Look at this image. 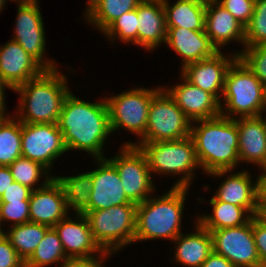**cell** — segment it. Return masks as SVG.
<instances>
[{
  "instance_id": "obj_24",
  "label": "cell",
  "mask_w": 266,
  "mask_h": 267,
  "mask_svg": "<svg viewBox=\"0 0 266 267\" xmlns=\"http://www.w3.org/2000/svg\"><path fill=\"white\" fill-rule=\"evenodd\" d=\"M138 45L155 50L166 43L167 28L162 0H143L137 6Z\"/></svg>"
},
{
  "instance_id": "obj_40",
  "label": "cell",
  "mask_w": 266,
  "mask_h": 267,
  "mask_svg": "<svg viewBox=\"0 0 266 267\" xmlns=\"http://www.w3.org/2000/svg\"><path fill=\"white\" fill-rule=\"evenodd\" d=\"M252 232L261 267H266V223L258 216L252 217Z\"/></svg>"
},
{
  "instance_id": "obj_25",
  "label": "cell",
  "mask_w": 266,
  "mask_h": 267,
  "mask_svg": "<svg viewBox=\"0 0 266 267\" xmlns=\"http://www.w3.org/2000/svg\"><path fill=\"white\" fill-rule=\"evenodd\" d=\"M195 232L184 235L183 232L172 242L175 244V261L182 266L200 267L213 252V240L209 230L198 221Z\"/></svg>"
},
{
  "instance_id": "obj_20",
  "label": "cell",
  "mask_w": 266,
  "mask_h": 267,
  "mask_svg": "<svg viewBox=\"0 0 266 267\" xmlns=\"http://www.w3.org/2000/svg\"><path fill=\"white\" fill-rule=\"evenodd\" d=\"M180 79H183L181 84L164 89L192 122L220 115V102L212 94L191 84L182 75Z\"/></svg>"
},
{
  "instance_id": "obj_17",
  "label": "cell",
  "mask_w": 266,
  "mask_h": 267,
  "mask_svg": "<svg viewBox=\"0 0 266 267\" xmlns=\"http://www.w3.org/2000/svg\"><path fill=\"white\" fill-rule=\"evenodd\" d=\"M44 70L16 41L11 39L0 45V79L11 90L36 78Z\"/></svg>"
},
{
  "instance_id": "obj_51",
  "label": "cell",
  "mask_w": 266,
  "mask_h": 267,
  "mask_svg": "<svg viewBox=\"0 0 266 267\" xmlns=\"http://www.w3.org/2000/svg\"><path fill=\"white\" fill-rule=\"evenodd\" d=\"M22 1H38V0H17V2H22Z\"/></svg>"
},
{
  "instance_id": "obj_15",
  "label": "cell",
  "mask_w": 266,
  "mask_h": 267,
  "mask_svg": "<svg viewBox=\"0 0 266 267\" xmlns=\"http://www.w3.org/2000/svg\"><path fill=\"white\" fill-rule=\"evenodd\" d=\"M237 58L236 53L226 56L219 51L212 57L187 64L181 68V75L191 84L212 94L221 103L227 71Z\"/></svg>"
},
{
  "instance_id": "obj_29",
  "label": "cell",
  "mask_w": 266,
  "mask_h": 267,
  "mask_svg": "<svg viewBox=\"0 0 266 267\" xmlns=\"http://www.w3.org/2000/svg\"><path fill=\"white\" fill-rule=\"evenodd\" d=\"M10 227L7 232L4 231V235L24 262L31 257L46 231L50 228L47 225L31 221L20 225H10Z\"/></svg>"
},
{
  "instance_id": "obj_5",
  "label": "cell",
  "mask_w": 266,
  "mask_h": 267,
  "mask_svg": "<svg viewBox=\"0 0 266 267\" xmlns=\"http://www.w3.org/2000/svg\"><path fill=\"white\" fill-rule=\"evenodd\" d=\"M123 145H135L145 154L150 172L160 175H181L173 187L189 188L197 168H201L197 159L194 141L191 136L170 141L125 142Z\"/></svg>"
},
{
  "instance_id": "obj_22",
  "label": "cell",
  "mask_w": 266,
  "mask_h": 267,
  "mask_svg": "<svg viewBox=\"0 0 266 267\" xmlns=\"http://www.w3.org/2000/svg\"><path fill=\"white\" fill-rule=\"evenodd\" d=\"M182 58V67L214 56L219 50L211 42L205 31L184 28H167L166 43Z\"/></svg>"
},
{
  "instance_id": "obj_39",
  "label": "cell",
  "mask_w": 266,
  "mask_h": 267,
  "mask_svg": "<svg viewBox=\"0 0 266 267\" xmlns=\"http://www.w3.org/2000/svg\"><path fill=\"white\" fill-rule=\"evenodd\" d=\"M0 267H25V262L4 234L0 236Z\"/></svg>"
},
{
  "instance_id": "obj_27",
  "label": "cell",
  "mask_w": 266,
  "mask_h": 267,
  "mask_svg": "<svg viewBox=\"0 0 266 267\" xmlns=\"http://www.w3.org/2000/svg\"><path fill=\"white\" fill-rule=\"evenodd\" d=\"M143 0H88L85 17L101 33L124 13L136 9Z\"/></svg>"
},
{
  "instance_id": "obj_33",
  "label": "cell",
  "mask_w": 266,
  "mask_h": 267,
  "mask_svg": "<svg viewBox=\"0 0 266 267\" xmlns=\"http://www.w3.org/2000/svg\"><path fill=\"white\" fill-rule=\"evenodd\" d=\"M8 167L14 181L30 188L32 191L45 186L54 177L41 163L24 157L17 158ZM42 174L46 175V179L43 180L44 182L39 187H35L36 183H39L41 176L43 177Z\"/></svg>"
},
{
  "instance_id": "obj_42",
  "label": "cell",
  "mask_w": 266,
  "mask_h": 267,
  "mask_svg": "<svg viewBox=\"0 0 266 267\" xmlns=\"http://www.w3.org/2000/svg\"><path fill=\"white\" fill-rule=\"evenodd\" d=\"M32 190L23 186L19 182H13L9 188L4 191L0 198V202H15L29 200Z\"/></svg>"
},
{
  "instance_id": "obj_46",
  "label": "cell",
  "mask_w": 266,
  "mask_h": 267,
  "mask_svg": "<svg viewBox=\"0 0 266 267\" xmlns=\"http://www.w3.org/2000/svg\"><path fill=\"white\" fill-rule=\"evenodd\" d=\"M11 89L6 83H4L1 79H0V116L3 117H7V115L5 113H8V111L6 110V103H5V89ZM6 115V116H5Z\"/></svg>"
},
{
  "instance_id": "obj_18",
  "label": "cell",
  "mask_w": 266,
  "mask_h": 267,
  "mask_svg": "<svg viewBox=\"0 0 266 267\" xmlns=\"http://www.w3.org/2000/svg\"><path fill=\"white\" fill-rule=\"evenodd\" d=\"M61 185L53 177L45 186L31 192L29 198L30 221L54 227L69 216Z\"/></svg>"
},
{
  "instance_id": "obj_31",
  "label": "cell",
  "mask_w": 266,
  "mask_h": 267,
  "mask_svg": "<svg viewBox=\"0 0 266 267\" xmlns=\"http://www.w3.org/2000/svg\"><path fill=\"white\" fill-rule=\"evenodd\" d=\"M67 258L57 231L54 227H50L31 257L25 262V267H46L50 264H59L60 261L62 263Z\"/></svg>"
},
{
  "instance_id": "obj_36",
  "label": "cell",
  "mask_w": 266,
  "mask_h": 267,
  "mask_svg": "<svg viewBox=\"0 0 266 267\" xmlns=\"http://www.w3.org/2000/svg\"><path fill=\"white\" fill-rule=\"evenodd\" d=\"M235 53L266 87V43L244 47Z\"/></svg>"
},
{
  "instance_id": "obj_4",
  "label": "cell",
  "mask_w": 266,
  "mask_h": 267,
  "mask_svg": "<svg viewBox=\"0 0 266 267\" xmlns=\"http://www.w3.org/2000/svg\"><path fill=\"white\" fill-rule=\"evenodd\" d=\"M189 188L171 187L161 197L150 196L137 205L134 242L168 239L172 242L182 233L181 222Z\"/></svg>"
},
{
  "instance_id": "obj_23",
  "label": "cell",
  "mask_w": 266,
  "mask_h": 267,
  "mask_svg": "<svg viewBox=\"0 0 266 267\" xmlns=\"http://www.w3.org/2000/svg\"><path fill=\"white\" fill-rule=\"evenodd\" d=\"M239 133L238 155L240 162L266 168V134L260 116L235 119Z\"/></svg>"
},
{
  "instance_id": "obj_7",
  "label": "cell",
  "mask_w": 266,
  "mask_h": 267,
  "mask_svg": "<svg viewBox=\"0 0 266 267\" xmlns=\"http://www.w3.org/2000/svg\"><path fill=\"white\" fill-rule=\"evenodd\" d=\"M137 204H123L108 209L83 212L95 242L103 251L117 253L134 244Z\"/></svg>"
},
{
  "instance_id": "obj_16",
  "label": "cell",
  "mask_w": 266,
  "mask_h": 267,
  "mask_svg": "<svg viewBox=\"0 0 266 267\" xmlns=\"http://www.w3.org/2000/svg\"><path fill=\"white\" fill-rule=\"evenodd\" d=\"M230 175L217 188L214 197L218 201L231 203L243 207L252 217L259 211V178L253 182L252 176L247 171L233 173L232 170H220L208 175L215 177ZM232 172V174H231ZM253 183V184H252Z\"/></svg>"
},
{
  "instance_id": "obj_41",
  "label": "cell",
  "mask_w": 266,
  "mask_h": 267,
  "mask_svg": "<svg viewBox=\"0 0 266 267\" xmlns=\"http://www.w3.org/2000/svg\"><path fill=\"white\" fill-rule=\"evenodd\" d=\"M111 253L112 252L103 251L101 254L96 255V257L67 258L64 262L61 263V267H103L106 259L109 258L110 255L112 256Z\"/></svg>"
},
{
  "instance_id": "obj_48",
  "label": "cell",
  "mask_w": 266,
  "mask_h": 267,
  "mask_svg": "<svg viewBox=\"0 0 266 267\" xmlns=\"http://www.w3.org/2000/svg\"><path fill=\"white\" fill-rule=\"evenodd\" d=\"M264 112H266V110ZM263 116H264V114L262 113L260 115V117L262 118V122H263L264 129H265V134H266V116H264V118H263Z\"/></svg>"
},
{
  "instance_id": "obj_3",
  "label": "cell",
  "mask_w": 266,
  "mask_h": 267,
  "mask_svg": "<svg viewBox=\"0 0 266 267\" xmlns=\"http://www.w3.org/2000/svg\"><path fill=\"white\" fill-rule=\"evenodd\" d=\"M13 91L20 95L17 114H14L20 122L57 124L70 89L66 76L54 69L44 70Z\"/></svg>"
},
{
  "instance_id": "obj_6",
  "label": "cell",
  "mask_w": 266,
  "mask_h": 267,
  "mask_svg": "<svg viewBox=\"0 0 266 267\" xmlns=\"http://www.w3.org/2000/svg\"><path fill=\"white\" fill-rule=\"evenodd\" d=\"M265 95V86L238 57L225 77L222 96L226 108L220 103V115L234 120L260 116L265 111Z\"/></svg>"
},
{
  "instance_id": "obj_35",
  "label": "cell",
  "mask_w": 266,
  "mask_h": 267,
  "mask_svg": "<svg viewBox=\"0 0 266 267\" xmlns=\"http://www.w3.org/2000/svg\"><path fill=\"white\" fill-rule=\"evenodd\" d=\"M266 43V0H255L253 15L245 26V47Z\"/></svg>"
},
{
  "instance_id": "obj_28",
  "label": "cell",
  "mask_w": 266,
  "mask_h": 267,
  "mask_svg": "<svg viewBox=\"0 0 266 267\" xmlns=\"http://www.w3.org/2000/svg\"><path fill=\"white\" fill-rule=\"evenodd\" d=\"M209 203L212 206V215L203 214L197 218V221L210 232L217 229L238 227L246 224L252 218L243 207L218 201L214 196Z\"/></svg>"
},
{
  "instance_id": "obj_45",
  "label": "cell",
  "mask_w": 266,
  "mask_h": 267,
  "mask_svg": "<svg viewBox=\"0 0 266 267\" xmlns=\"http://www.w3.org/2000/svg\"><path fill=\"white\" fill-rule=\"evenodd\" d=\"M259 176V205H266V168Z\"/></svg>"
},
{
  "instance_id": "obj_19",
  "label": "cell",
  "mask_w": 266,
  "mask_h": 267,
  "mask_svg": "<svg viewBox=\"0 0 266 267\" xmlns=\"http://www.w3.org/2000/svg\"><path fill=\"white\" fill-rule=\"evenodd\" d=\"M75 218L67 216L54 226L66 256L90 258L101 254L103 250L95 242L86 216L76 213Z\"/></svg>"
},
{
  "instance_id": "obj_1",
  "label": "cell",
  "mask_w": 266,
  "mask_h": 267,
  "mask_svg": "<svg viewBox=\"0 0 266 267\" xmlns=\"http://www.w3.org/2000/svg\"><path fill=\"white\" fill-rule=\"evenodd\" d=\"M57 125L67 152L75 149L93 155L94 159L105 158L103 146L112 133L105 97L100 102H86L70 91L63 101Z\"/></svg>"
},
{
  "instance_id": "obj_43",
  "label": "cell",
  "mask_w": 266,
  "mask_h": 267,
  "mask_svg": "<svg viewBox=\"0 0 266 267\" xmlns=\"http://www.w3.org/2000/svg\"><path fill=\"white\" fill-rule=\"evenodd\" d=\"M200 267H235V266L225 257L213 251Z\"/></svg>"
},
{
  "instance_id": "obj_12",
  "label": "cell",
  "mask_w": 266,
  "mask_h": 267,
  "mask_svg": "<svg viewBox=\"0 0 266 267\" xmlns=\"http://www.w3.org/2000/svg\"><path fill=\"white\" fill-rule=\"evenodd\" d=\"M22 157L41 163L48 170L53 161L67 152L57 124L21 122Z\"/></svg>"
},
{
  "instance_id": "obj_10",
  "label": "cell",
  "mask_w": 266,
  "mask_h": 267,
  "mask_svg": "<svg viewBox=\"0 0 266 267\" xmlns=\"http://www.w3.org/2000/svg\"><path fill=\"white\" fill-rule=\"evenodd\" d=\"M123 146V147H122ZM119 154L109 160L115 165L127 198L135 204L144 202L155 192L145 154L135 145H122Z\"/></svg>"
},
{
  "instance_id": "obj_47",
  "label": "cell",
  "mask_w": 266,
  "mask_h": 267,
  "mask_svg": "<svg viewBox=\"0 0 266 267\" xmlns=\"http://www.w3.org/2000/svg\"><path fill=\"white\" fill-rule=\"evenodd\" d=\"M257 216L266 223V205H259Z\"/></svg>"
},
{
  "instance_id": "obj_8",
  "label": "cell",
  "mask_w": 266,
  "mask_h": 267,
  "mask_svg": "<svg viewBox=\"0 0 266 267\" xmlns=\"http://www.w3.org/2000/svg\"><path fill=\"white\" fill-rule=\"evenodd\" d=\"M192 121L162 87L149 106L145 136L138 142L179 140L190 136Z\"/></svg>"
},
{
  "instance_id": "obj_32",
  "label": "cell",
  "mask_w": 266,
  "mask_h": 267,
  "mask_svg": "<svg viewBox=\"0 0 266 267\" xmlns=\"http://www.w3.org/2000/svg\"><path fill=\"white\" fill-rule=\"evenodd\" d=\"M0 122V166H9L22 157L21 122L13 115Z\"/></svg>"
},
{
  "instance_id": "obj_52",
  "label": "cell",
  "mask_w": 266,
  "mask_h": 267,
  "mask_svg": "<svg viewBox=\"0 0 266 267\" xmlns=\"http://www.w3.org/2000/svg\"><path fill=\"white\" fill-rule=\"evenodd\" d=\"M265 92H266V87H265ZM265 110H266V95H265Z\"/></svg>"
},
{
  "instance_id": "obj_21",
  "label": "cell",
  "mask_w": 266,
  "mask_h": 267,
  "mask_svg": "<svg viewBox=\"0 0 266 267\" xmlns=\"http://www.w3.org/2000/svg\"><path fill=\"white\" fill-rule=\"evenodd\" d=\"M205 33L219 51L231 41L245 47V27L216 0L206 1Z\"/></svg>"
},
{
  "instance_id": "obj_44",
  "label": "cell",
  "mask_w": 266,
  "mask_h": 267,
  "mask_svg": "<svg viewBox=\"0 0 266 267\" xmlns=\"http://www.w3.org/2000/svg\"><path fill=\"white\" fill-rule=\"evenodd\" d=\"M14 182V178L8 166H0V198L9 185Z\"/></svg>"
},
{
  "instance_id": "obj_11",
  "label": "cell",
  "mask_w": 266,
  "mask_h": 267,
  "mask_svg": "<svg viewBox=\"0 0 266 267\" xmlns=\"http://www.w3.org/2000/svg\"><path fill=\"white\" fill-rule=\"evenodd\" d=\"M15 35L16 41L45 70L57 69L55 61L45 59V27L39 10V1L18 2Z\"/></svg>"
},
{
  "instance_id": "obj_34",
  "label": "cell",
  "mask_w": 266,
  "mask_h": 267,
  "mask_svg": "<svg viewBox=\"0 0 266 267\" xmlns=\"http://www.w3.org/2000/svg\"><path fill=\"white\" fill-rule=\"evenodd\" d=\"M138 16L137 8L124 13L121 17L113 21L104 31V36L113 42L115 39L124 43L138 45Z\"/></svg>"
},
{
  "instance_id": "obj_13",
  "label": "cell",
  "mask_w": 266,
  "mask_h": 267,
  "mask_svg": "<svg viewBox=\"0 0 266 267\" xmlns=\"http://www.w3.org/2000/svg\"><path fill=\"white\" fill-rule=\"evenodd\" d=\"M213 251L229 260L235 267H261L252 218L244 225L211 231Z\"/></svg>"
},
{
  "instance_id": "obj_30",
  "label": "cell",
  "mask_w": 266,
  "mask_h": 267,
  "mask_svg": "<svg viewBox=\"0 0 266 267\" xmlns=\"http://www.w3.org/2000/svg\"><path fill=\"white\" fill-rule=\"evenodd\" d=\"M61 185L68 209L82 214L89 205V197L93 186L91 174L88 172L76 176H54Z\"/></svg>"
},
{
  "instance_id": "obj_26",
  "label": "cell",
  "mask_w": 266,
  "mask_h": 267,
  "mask_svg": "<svg viewBox=\"0 0 266 267\" xmlns=\"http://www.w3.org/2000/svg\"><path fill=\"white\" fill-rule=\"evenodd\" d=\"M166 28H184L205 31L206 1L177 0L171 6L169 0H162Z\"/></svg>"
},
{
  "instance_id": "obj_38",
  "label": "cell",
  "mask_w": 266,
  "mask_h": 267,
  "mask_svg": "<svg viewBox=\"0 0 266 267\" xmlns=\"http://www.w3.org/2000/svg\"><path fill=\"white\" fill-rule=\"evenodd\" d=\"M220 5L227 9L244 27L250 21L255 0H216Z\"/></svg>"
},
{
  "instance_id": "obj_49",
  "label": "cell",
  "mask_w": 266,
  "mask_h": 267,
  "mask_svg": "<svg viewBox=\"0 0 266 267\" xmlns=\"http://www.w3.org/2000/svg\"><path fill=\"white\" fill-rule=\"evenodd\" d=\"M5 2L7 3V0H0V12L3 11L2 9H4Z\"/></svg>"
},
{
  "instance_id": "obj_9",
  "label": "cell",
  "mask_w": 266,
  "mask_h": 267,
  "mask_svg": "<svg viewBox=\"0 0 266 267\" xmlns=\"http://www.w3.org/2000/svg\"><path fill=\"white\" fill-rule=\"evenodd\" d=\"M161 88L132 87L122 94L105 97L112 133L123 128L135 133L140 141L145 136L151 100Z\"/></svg>"
},
{
  "instance_id": "obj_37",
  "label": "cell",
  "mask_w": 266,
  "mask_h": 267,
  "mask_svg": "<svg viewBox=\"0 0 266 267\" xmlns=\"http://www.w3.org/2000/svg\"><path fill=\"white\" fill-rule=\"evenodd\" d=\"M6 221L13 226L29 222V200L0 202V225Z\"/></svg>"
},
{
  "instance_id": "obj_53",
  "label": "cell",
  "mask_w": 266,
  "mask_h": 267,
  "mask_svg": "<svg viewBox=\"0 0 266 267\" xmlns=\"http://www.w3.org/2000/svg\"><path fill=\"white\" fill-rule=\"evenodd\" d=\"M5 117H3V116H0V122L4 119Z\"/></svg>"
},
{
  "instance_id": "obj_2",
  "label": "cell",
  "mask_w": 266,
  "mask_h": 267,
  "mask_svg": "<svg viewBox=\"0 0 266 267\" xmlns=\"http://www.w3.org/2000/svg\"><path fill=\"white\" fill-rule=\"evenodd\" d=\"M196 123L195 125H193ZM198 125V126H197ZM197 159L206 174L233 170L239 164V133L234 119L217 116L191 125Z\"/></svg>"
},
{
  "instance_id": "obj_50",
  "label": "cell",
  "mask_w": 266,
  "mask_h": 267,
  "mask_svg": "<svg viewBox=\"0 0 266 267\" xmlns=\"http://www.w3.org/2000/svg\"><path fill=\"white\" fill-rule=\"evenodd\" d=\"M3 228H1V225H0V236H2L4 234V231L5 230H2Z\"/></svg>"
},
{
  "instance_id": "obj_14",
  "label": "cell",
  "mask_w": 266,
  "mask_h": 267,
  "mask_svg": "<svg viewBox=\"0 0 266 267\" xmlns=\"http://www.w3.org/2000/svg\"><path fill=\"white\" fill-rule=\"evenodd\" d=\"M106 158L95 159L99 166L89 172L93 186L88 208L84 212L108 209L116 205L135 204L127 198L115 165Z\"/></svg>"
}]
</instances>
